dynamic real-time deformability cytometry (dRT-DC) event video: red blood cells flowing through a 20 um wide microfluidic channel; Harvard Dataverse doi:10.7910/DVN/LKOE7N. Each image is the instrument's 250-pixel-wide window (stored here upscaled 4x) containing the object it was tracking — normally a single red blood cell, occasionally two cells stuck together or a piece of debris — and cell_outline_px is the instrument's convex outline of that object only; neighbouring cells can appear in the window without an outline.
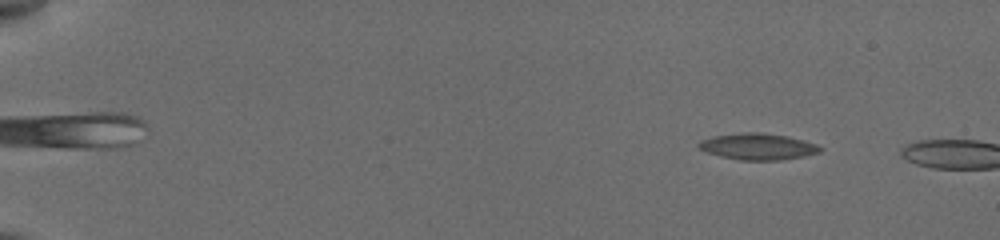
{"species": "common noctule bat (a hibernating species)", "species_latin": "Nyctalus noctula", "temperature_condition": "cold", "stored_images_in_passage": 12, "camera_frame_rate_fps": 3000, "um_per_image_px": 0.085, "animal": {"sex": "female", "body_mass_g": 19.5, "forearm_length_mm": 54.1}, "frame": {"image": 1, "passage_image": 7, "time_ms": 2.0, "image_size_px": [1000, 240], "cell_outline_px": [[824, 148], [820, 152], [800, 156], [776, 160], [740, 160], [708, 152], [700, 148], [696, 144], [712, 136], [740, 132], [760, 132], [788, 136], [816, 144]], "centroid_in_image_um": [64.43, 12.44], "position_along_channel_um": 20.6, "area_um2": 18.32}}